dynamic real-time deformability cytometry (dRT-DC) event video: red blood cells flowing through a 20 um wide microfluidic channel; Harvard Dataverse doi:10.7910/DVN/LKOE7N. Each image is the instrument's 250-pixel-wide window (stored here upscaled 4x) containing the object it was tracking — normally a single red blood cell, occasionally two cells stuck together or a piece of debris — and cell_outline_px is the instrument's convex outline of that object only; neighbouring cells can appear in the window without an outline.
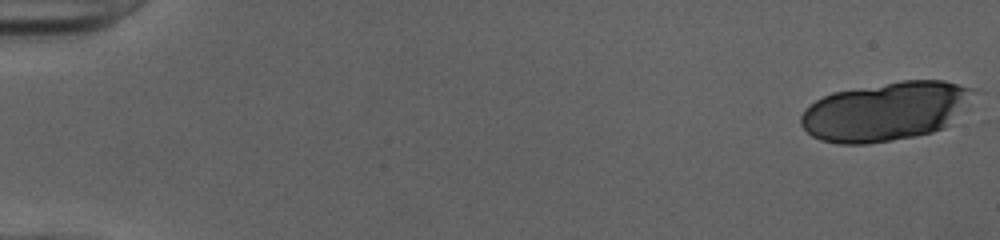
{"species": "human", "species_latin": "Homo sapiens", "temperature_condition": "cold", "stored_images_in_passage": 20, "camera_frame_rate_fps": 3000, "um_per_image_px": 0.085, "donor": {"sex": "female"}, "frame": {"image": 1, "passage_image": 1, "time_ms": 0.0, "image_size_px": [1000, 240], "cell_outline_px": [[972, 88], [944, 128], [932, 132], [916, 136], [868, 144], [836, 144], [820, 140], [812, 136], [800, 124], [800, 116], [816, 100], [832, 92], [900, 80], [944, 80]], "centroid_in_image_um": [75.11, 9.48], "position_along_channel_um": 9.9, "area_um2": 57.86}}